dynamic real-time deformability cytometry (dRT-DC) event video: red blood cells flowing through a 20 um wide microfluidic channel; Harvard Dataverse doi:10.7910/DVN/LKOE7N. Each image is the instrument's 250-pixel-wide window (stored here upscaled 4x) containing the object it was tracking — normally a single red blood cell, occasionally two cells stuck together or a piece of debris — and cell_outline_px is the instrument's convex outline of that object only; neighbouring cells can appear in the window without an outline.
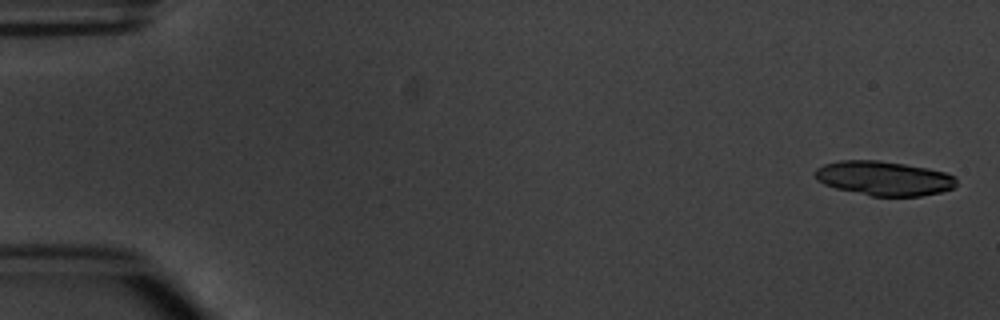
{"species": "common noctule bat (a hibernating species)", "species_latin": "Nyctalus noctula", "temperature_condition": "warm", "stored_images_in_passage": 6, "camera_frame_rate_fps": 3000, "um_per_image_px": 0.085, "animal": {"sex": "male", "body_mass_g": 20.1, "forearm_length_mm": 53.5}, "frame": {"image": 1, "passage_image": 1, "time_ms": 0.0, "image_size_px": [1000, 320], "cell_outline_px": [[956, 184], [952, 188], [940, 192], [920, 196], [872, 196], [836, 188], [824, 184], [816, 180], [816, 168], [824, 164], [840, 160], [880, 160], [928, 168], [944, 172], [956, 176]], "centroid_in_image_um": [75.13, 15.15], "position_along_channel_um": 9.9, "area_um2": 28.26}}